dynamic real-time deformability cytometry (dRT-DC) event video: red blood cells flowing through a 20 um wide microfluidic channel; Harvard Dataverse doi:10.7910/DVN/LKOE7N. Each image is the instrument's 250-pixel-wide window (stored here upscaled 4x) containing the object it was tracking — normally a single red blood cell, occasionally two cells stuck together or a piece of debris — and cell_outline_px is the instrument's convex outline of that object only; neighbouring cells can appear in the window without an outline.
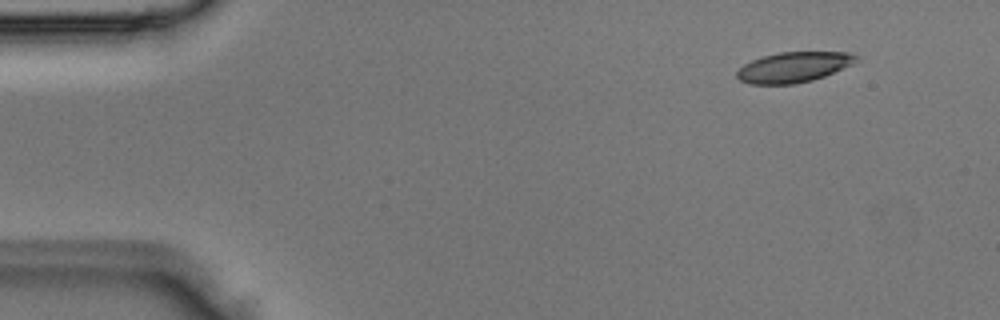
{"species": "Egyptian fruit bat (a non-hibernating species)", "species_latin": "Rousettus aegyptiacus", "temperature_condition": "room temperature", "stored_images_in_passage": 3, "segment_of_instrument_passage": [2, 2], "camera_frame_rate_fps": 3000, "um_per_image_px": 0.085, "animal": {"sex": "male"}, "frame": {"image": 1, "passage_image": 3, "time_ms": 0.667, "image_size_px": [1000, 320], "cell_outline_px": [[856, 60], [852, 64], [824, 76], [812, 80], [796, 84], [748, 84], [740, 80], [736, 76], [736, 72], [744, 64], [752, 60], [764, 56], [780, 52], [852, 52], [856, 56]], "centroid_in_image_um": [67.43, 5.71], "position_along_channel_um": 17.6, "area_um2": 20.92}}